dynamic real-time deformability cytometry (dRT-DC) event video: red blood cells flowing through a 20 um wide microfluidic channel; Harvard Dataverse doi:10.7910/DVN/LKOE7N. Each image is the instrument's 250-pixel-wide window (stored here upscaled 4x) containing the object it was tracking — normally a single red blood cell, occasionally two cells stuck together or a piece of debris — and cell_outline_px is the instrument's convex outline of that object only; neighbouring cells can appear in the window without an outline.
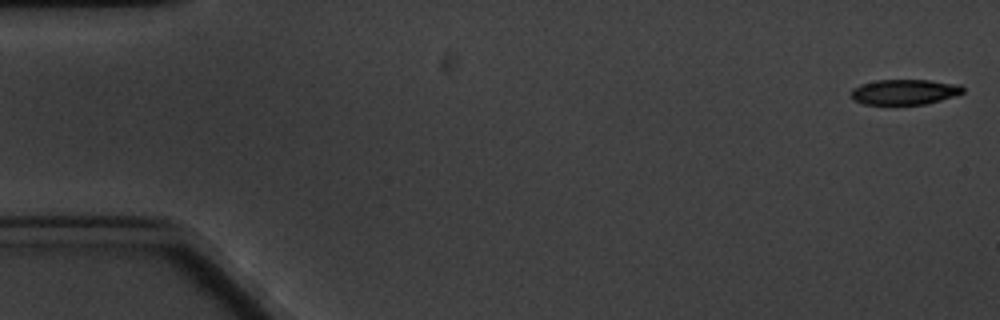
{"species": "common noctule bat (a hibernating species)", "species_latin": "Nyctalus noctula", "temperature_condition": "cold", "stored_images_in_passage": 6, "camera_frame_rate_fps": 3000, "um_per_image_px": 0.085, "animal": {"sex": "male", "body_mass_g": 20.1, "forearm_length_mm": 53.5}, "frame": {"image": 1, "passage_image": 1, "time_ms": 0.0, "image_size_px": [1000, 320], "cell_outline_px": [[964, 92], [940, 100], [924, 104], [864, 104], [852, 100], [852, 88], [860, 84], [876, 80], [928, 80], [960, 84], [964, 88]], "centroid_in_image_um": [76.86, 7.8], "position_along_channel_um": 8.1, "area_um2": 16.42}}
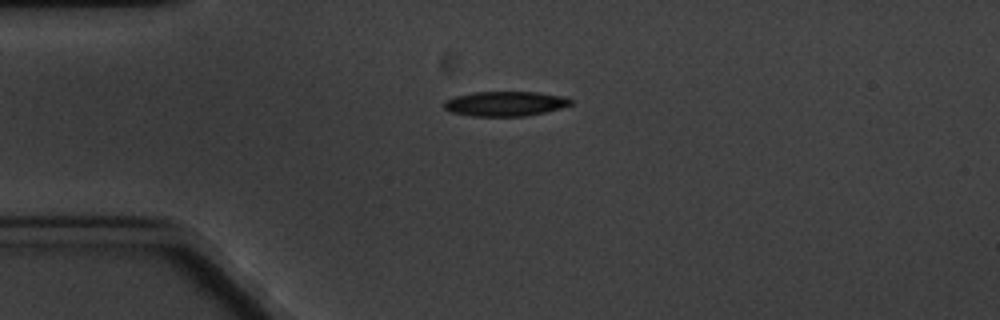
{"frame": {"image": 2, "passage_image": 4, "time_ms": 4.333, "image_size_px": [1000, 320], "cell_outline_px": [[572, 104], [560, 108], [544, 112], [524, 116], [472, 116], [452, 112], [444, 108], [444, 100], [456, 96], [472, 92], [536, 92], [564, 96], [572, 100]], "centroid_in_image_um": [42.93, 8.81], "position_along_channel_um": 42.1, "area_um2": 18.21}}